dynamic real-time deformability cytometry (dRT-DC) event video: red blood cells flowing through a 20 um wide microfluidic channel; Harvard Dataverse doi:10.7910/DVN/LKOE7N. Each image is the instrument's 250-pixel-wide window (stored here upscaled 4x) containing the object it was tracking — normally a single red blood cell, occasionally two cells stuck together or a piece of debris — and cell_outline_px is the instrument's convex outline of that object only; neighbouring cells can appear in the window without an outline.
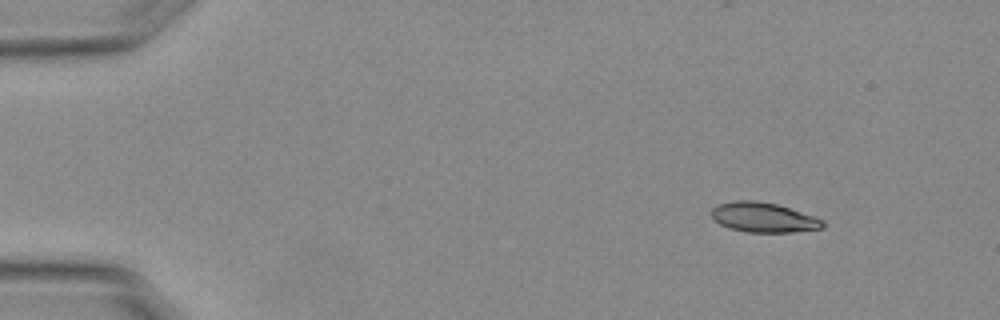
{"species": "Egyptian fruit bat (a non-hibernating species)", "species_latin": "Rousettus aegyptiacus", "temperature_condition": "warm", "stored_images_in_passage": 49, "camera_frame_rate_fps": 3000, "um_per_image_px": 0.085, "animal": {"sex": "female"}, "frame": {"image": 1, "passage_image": 1, "time_ms": 0.0, "image_size_px": [1000, 320], "cell_outline_px": [[824, 228], [792, 232], [748, 232], [728, 228], [720, 224], [708, 212], [716, 204], [736, 200], [756, 200], [776, 204], [824, 220]], "centroid_in_image_um": [64.84, 18.47], "position_along_channel_um": 20.2, "area_um2": 19.31}}
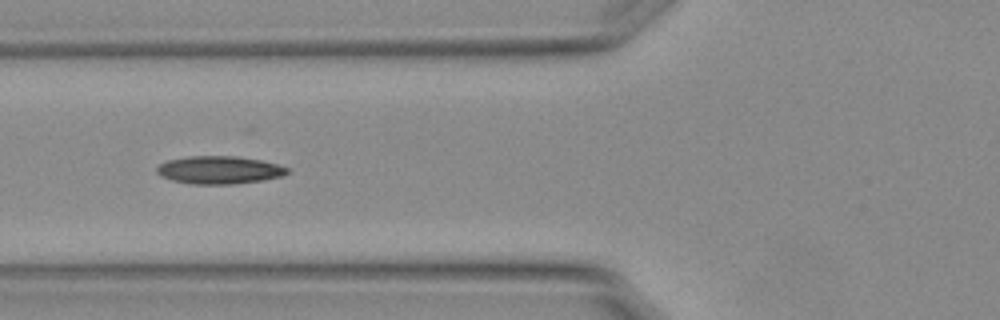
{"frame": {"image": 2, "passage_image": 16, "time_ms": 5.0, "image_size_px": [1000, 320], "cell_outline_px": [[288, 172], [280, 176], [264, 180], [232, 184], [192, 184], [172, 180], [160, 176], [156, 172], [156, 168], [160, 164], [168, 160], [188, 156], [236, 156], [260, 160], [276, 164], [288, 168]], "centroid_in_image_um": [18.6, 14.45], "position_along_channel_um": 107.2, "area_um2": 21.04}}
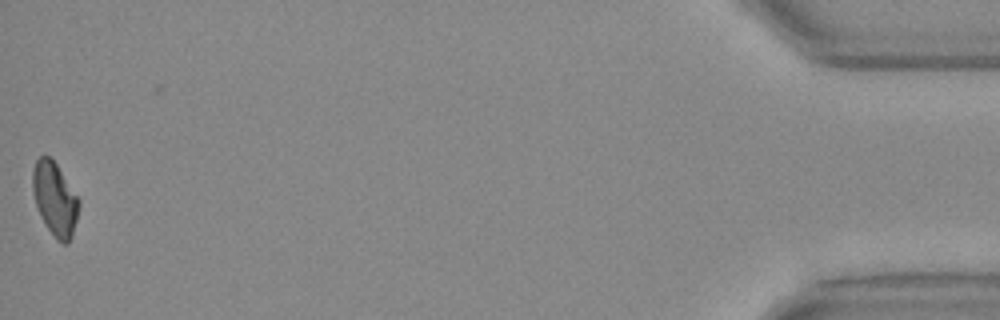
{"frame": {"image": 3, "passage_image": 49, "time_ms": 16.0, "image_size_px": [1000, 320], "cell_outline_px": [[80, 204], [72, 236], [68, 244], [64, 244], [56, 240], [48, 228], [36, 204], [32, 188], [32, 172], [36, 160], [40, 156], [48, 156], [56, 164], [80, 200]], "centroid_in_image_um": [4.67, 16.92], "position_along_channel_um": 430.5, "area_um2": 19.42}, "authors_computed_cell_mechanics": {"area_um2": 20.0566, "velocity_mm_per_s": 3.7869, "shape_relaxation_time_tau1_ms": null, "shape_relaxation_time_tau2_ms": 8.1811, "deformation_change_tau1": null, "deformation_change_tau2": 0.1511}}